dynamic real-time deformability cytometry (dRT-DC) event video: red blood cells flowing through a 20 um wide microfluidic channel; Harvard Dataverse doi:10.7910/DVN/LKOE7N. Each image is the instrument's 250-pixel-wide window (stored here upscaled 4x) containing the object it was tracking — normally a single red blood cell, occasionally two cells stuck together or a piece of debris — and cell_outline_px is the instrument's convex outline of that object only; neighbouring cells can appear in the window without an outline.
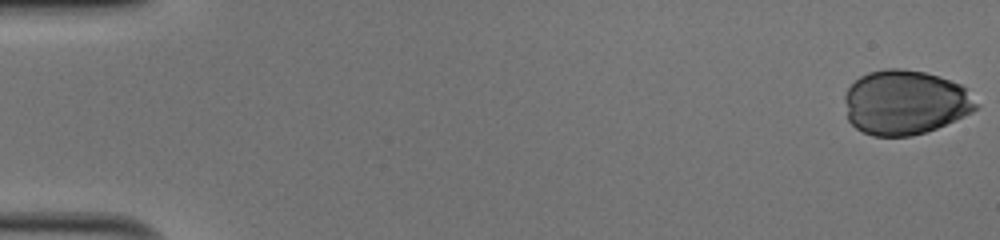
{"species": "human", "species_latin": "Homo sapiens", "temperature_condition": "cold", "stored_images_in_passage": 42, "camera_frame_rate_fps": 3000, "um_per_image_px": 0.085, "donor": {"sex": "male"}, "frame": {"image": 1, "passage_image": 1, "time_ms": 0.0, "image_size_px": [1000, 240], "cell_outline_px": [[980, 104], [972, 112], [964, 116], [936, 128], [912, 136], [872, 136], [856, 128], [848, 120], [844, 100], [844, 96], [848, 88], [860, 76], [868, 72], [884, 68], [904, 68], [924, 72], [940, 76], [960, 84]], "centroid_in_image_um": [76.92, 8.69], "position_along_channel_um": 8.1, "area_um2": 49.53}}
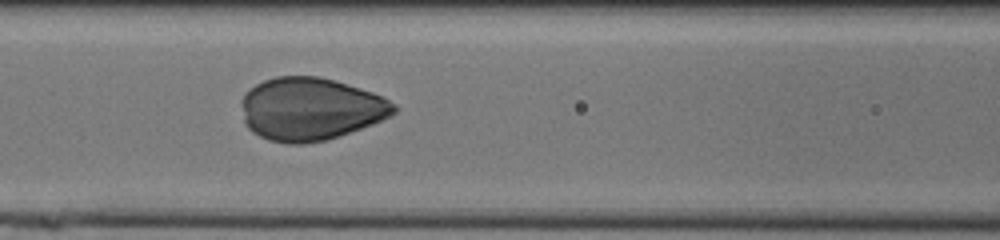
{"frame": {"image": 2, "passage_image": 23, "time_ms": 7.333, "image_size_px": [1000, 240], "cell_outline_px": [[396, 112], [372, 124], [340, 136], [328, 140], [304, 144], [288, 144], [268, 140], [252, 132], [244, 124], [240, 104], [240, 100], [244, 92], [256, 84], [264, 80], [276, 76], [316, 76], [332, 80], [360, 88], [372, 92], [388, 100], [396, 108]], "centroid_in_image_um": [26.31, 9.28], "position_along_channel_um": 140.3, "area_um2": 55.89}}
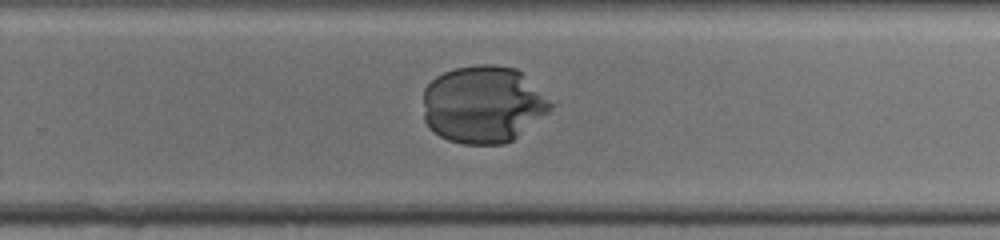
{"frame": {"image": 3, "passage_image": 34, "time_ms": 11.0, "image_size_px": [1000, 240], "cell_outline_px": [[556, 104], [548, 112], [512, 140], [504, 144], [464, 144], [448, 140], [440, 136], [428, 128], [424, 120], [424, 88], [436, 76], [444, 72], [456, 68], [480, 64], [492, 64], [516, 68]], "centroid_in_image_um": [41.06, 8.87], "position_along_channel_um": 288.7, "area_um2": 57.51}}